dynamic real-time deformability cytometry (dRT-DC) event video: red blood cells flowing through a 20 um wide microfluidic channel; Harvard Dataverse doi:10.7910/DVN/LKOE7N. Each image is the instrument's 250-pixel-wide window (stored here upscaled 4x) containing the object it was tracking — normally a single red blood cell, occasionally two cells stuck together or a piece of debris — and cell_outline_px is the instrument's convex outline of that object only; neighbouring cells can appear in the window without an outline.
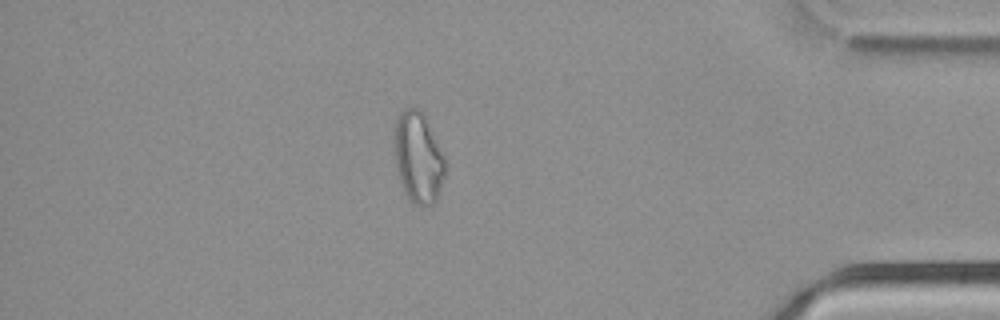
{"species": "common noctule bat (a hibernating species)", "species_latin": "Nyctalus noctula", "temperature_condition": "cold", "stored_images_in_passage": 51, "camera_frame_rate_fps": 3000, "um_per_image_px": 0.085, "animal": {"sex": "male", "body_mass_g": 21.5, "forearm_length_mm": 52.0}, "frame": {"image": 1, "passage_image": 44, "time_ms": 14.333, "image_size_px": [1000, 320], "cell_outline_px": [[448, 168], [436, 200], [432, 204], [424, 208], [412, 204], [408, 200], [400, 184], [392, 148], [392, 136], [396, 116], [404, 108], [420, 108], [424, 112], [448, 164]], "centroid_in_image_um": [35.53, 13.39], "position_along_channel_um": 399.7, "area_um2": 28.38}}